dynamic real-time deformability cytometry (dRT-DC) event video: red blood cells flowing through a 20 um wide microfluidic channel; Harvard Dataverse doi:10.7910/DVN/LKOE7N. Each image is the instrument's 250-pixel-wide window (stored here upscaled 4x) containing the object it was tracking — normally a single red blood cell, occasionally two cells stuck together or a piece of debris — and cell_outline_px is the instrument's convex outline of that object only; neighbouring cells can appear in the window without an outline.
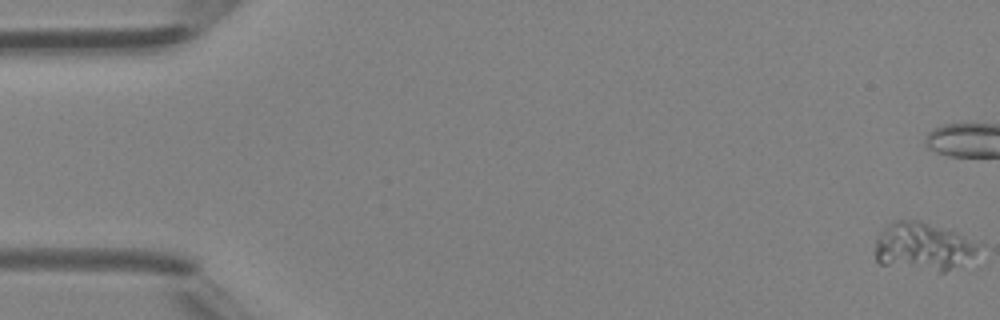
{"species": "Egyptian fruit bat (a non-hibernating species)", "species_latin": "Rousettus aegyptiacus", "temperature_condition": "room temperature", "stored_images_in_passage": 12, "camera_frame_rate_fps": 3000, "um_per_image_px": 0.085, "animal": {"sex": "female"}, "frame": {"image": 1, "passage_image": 1, "time_ms": 0.0, "image_size_px": [1000, 320], "cell_outline_px": [[976, 248], [972, 256], [960, 264], [944, 272], [940, 272], [880, 264], [876, 260], [876, 240], [880, 232], [892, 220], [920, 220], [956, 232], [964, 236], [976, 244]], "centroid_in_image_um": [78.37, 20.94], "position_along_channel_um": 6.6, "area_um2": 28.38}}